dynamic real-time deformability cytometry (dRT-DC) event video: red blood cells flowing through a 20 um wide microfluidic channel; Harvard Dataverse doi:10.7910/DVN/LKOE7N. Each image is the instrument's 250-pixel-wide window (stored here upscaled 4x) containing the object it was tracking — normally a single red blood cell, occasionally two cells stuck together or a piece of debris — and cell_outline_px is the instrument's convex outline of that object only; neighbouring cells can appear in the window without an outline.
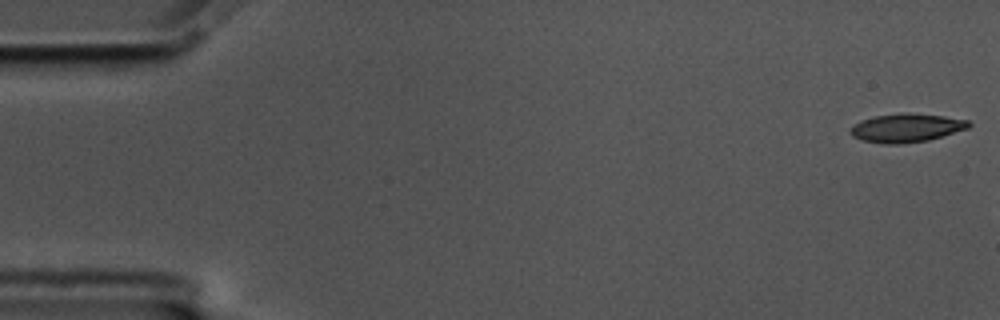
{"species": "common noctule bat (a hibernating species)", "species_latin": "Nyctalus noctula", "temperature_condition": "cold", "stored_images_in_passage": 8, "camera_frame_rate_fps": 3000, "um_per_image_px": 0.085, "animal": {"sex": "male", "body_mass_g": 17.5, "forearm_length_mm": 52.3}, "frame": {"image": 1, "passage_image": 1, "time_ms": 0.0, "image_size_px": [1000, 320], "cell_outline_px": [[972, 124], [968, 128], [928, 140], [900, 144], [888, 144], [864, 140], [852, 136], [848, 132], [860, 120], [876, 116], [900, 112], [944, 116], [968, 120]], "centroid_in_image_um": [77.05, 10.86], "position_along_channel_um": 8.0, "area_um2": 19.48}}